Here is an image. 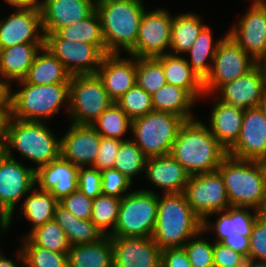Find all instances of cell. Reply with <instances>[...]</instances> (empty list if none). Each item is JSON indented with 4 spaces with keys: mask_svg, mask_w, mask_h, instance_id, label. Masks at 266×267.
<instances>
[{
    "mask_svg": "<svg viewBox=\"0 0 266 267\" xmlns=\"http://www.w3.org/2000/svg\"><path fill=\"white\" fill-rule=\"evenodd\" d=\"M210 116L212 135L228 151L237 141L244 116V109L226 104L217 98Z\"/></svg>",
    "mask_w": 266,
    "mask_h": 267,
    "instance_id": "25",
    "label": "cell"
},
{
    "mask_svg": "<svg viewBox=\"0 0 266 267\" xmlns=\"http://www.w3.org/2000/svg\"><path fill=\"white\" fill-rule=\"evenodd\" d=\"M21 238L22 246H39L57 253H68L72 246L64 230L55 220L36 227Z\"/></svg>",
    "mask_w": 266,
    "mask_h": 267,
    "instance_id": "36",
    "label": "cell"
},
{
    "mask_svg": "<svg viewBox=\"0 0 266 267\" xmlns=\"http://www.w3.org/2000/svg\"><path fill=\"white\" fill-rule=\"evenodd\" d=\"M58 204L59 201L50 192L34 186L19 208L20 214L32 224L29 233L36 227L54 220L55 208Z\"/></svg>",
    "mask_w": 266,
    "mask_h": 267,
    "instance_id": "32",
    "label": "cell"
},
{
    "mask_svg": "<svg viewBox=\"0 0 266 267\" xmlns=\"http://www.w3.org/2000/svg\"><path fill=\"white\" fill-rule=\"evenodd\" d=\"M228 155L243 160L266 158V119L259 107L244 109L241 131Z\"/></svg>",
    "mask_w": 266,
    "mask_h": 267,
    "instance_id": "17",
    "label": "cell"
},
{
    "mask_svg": "<svg viewBox=\"0 0 266 267\" xmlns=\"http://www.w3.org/2000/svg\"><path fill=\"white\" fill-rule=\"evenodd\" d=\"M146 179L163 194L183 193L190 174L171 155L150 157L146 162Z\"/></svg>",
    "mask_w": 266,
    "mask_h": 267,
    "instance_id": "24",
    "label": "cell"
},
{
    "mask_svg": "<svg viewBox=\"0 0 266 267\" xmlns=\"http://www.w3.org/2000/svg\"><path fill=\"white\" fill-rule=\"evenodd\" d=\"M230 267H249V265H235V266H230Z\"/></svg>",
    "mask_w": 266,
    "mask_h": 267,
    "instance_id": "63",
    "label": "cell"
},
{
    "mask_svg": "<svg viewBox=\"0 0 266 267\" xmlns=\"http://www.w3.org/2000/svg\"><path fill=\"white\" fill-rule=\"evenodd\" d=\"M158 211L153 190L130 191L121 198L118 220L110 237H152Z\"/></svg>",
    "mask_w": 266,
    "mask_h": 267,
    "instance_id": "8",
    "label": "cell"
},
{
    "mask_svg": "<svg viewBox=\"0 0 266 267\" xmlns=\"http://www.w3.org/2000/svg\"><path fill=\"white\" fill-rule=\"evenodd\" d=\"M217 171L223 177L230 207L257 210L266 200L265 177L259 161L227 155Z\"/></svg>",
    "mask_w": 266,
    "mask_h": 267,
    "instance_id": "5",
    "label": "cell"
},
{
    "mask_svg": "<svg viewBox=\"0 0 266 267\" xmlns=\"http://www.w3.org/2000/svg\"><path fill=\"white\" fill-rule=\"evenodd\" d=\"M12 117L11 109H0V151L7 141L8 125Z\"/></svg>",
    "mask_w": 266,
    "mask_h": 267,
    "instance_id": "54",
    "label": "cell"
},
{
    "mask_svg": "<svg viewBox=\"0 0 266 267\" xmlns=\"http://www.w3.org/2000/svg\"><path fill=\"white\" fill-rule=\"evenodd\" d=\"M258 107L261 110L264 118L266 119V92H265L262 100L260 101Z\"/></svg>",
    "mask_w": 266,
    "mask_h": 267,
    "instance_id": "60",
    "label": "cell"
},
{
    "mask_svg": "<svg viewBox=\"0 0 266 267\" xmlns=\"http://www.w3.org/2000/svg\"><path fill=\"white\" fill-rule=\"evenodd\" d=\"M247 260L251 264L266 265V223L258 217L249 237Z\"/></svg>",
    "mask_w": 266,
    "mask_h": 267,
    "instance_id": "44",
    "label": "cell"
},
{
    "mask_svg": "<svg viewBox=\"0 0 266 267\" xmlns=\"http://www.w3.org/2000/svg\"><path fill=\"white\" fill-rule=\"evenodd\" d=\"M116 103L131 120L154 111L151 95L137 84L117 99Z\"/></svg>",
    "mask_w": 266,
    "mask_h": 267,
    "instance_id": "42",
    "label": "cell"
},
{
    "mask_svg": "<svg viewBox=\"0 0 266 267\" xmlns=\"http://www.w3.org/2000/svg\"><path fill=\"white\" fill-rule=\"evenodd\" d=\"M249 267H266V265H259V264H249Z\"/></svg>",
    "mask_w": 266,
    "mask_h": 267,
    "instance_id": "62",
    "label": "cell"
},
{
    "mask_svg": "<svg viewBox=\"0 0 266 267\" xmlns=\"http://www.w3.org/2000/svg\"><path fill=\"white\" fill-rule=\"evenodd\" d=\"M250 209L253 210V213H251ZM257 217V210L253 208L232 207L233 232L242 236H250Z\"/></svg>",
    "mask_w": 266,
    "mask_h": 267,
    "instance_id": "51",
    "label": "cell"
},
{
    "mask_svg": "<svg viewBox=\"0 0 266 267\" xmlns=\"http://www.w3.org/2000/svg\"><path fill=\"white\" fill-rule=\"evenodd\" d=\"M207 232L203 229L192 236L183 246L192 267H214L213 248L214 243H210L201 235Z\"/></svg>",
    "mask_w": 266,
    "mask_h": 267,
    "instance_id": "43",
    "label": "cell"
},
{
    "mask_svg": "<svg viewBox=\"0 0 266 267\" xmlns=\"http://www.w3.org/2000/svg\"><path fill=\"white\" fill-rule=\"evenodd\" d=\"M44 39L39 4L15 9L6 19L0 20V49L24 43H44Z\"/></svg>",
    "mask_w": 266,
    "mask_h": 267,
    "instance_id": "16",
    "label": "cell"
},
{
    "mask_svg": "<svg viewBox=\"0 0 266 267\" xmlns=\"http://www.w3.org/2000/svg\"><path fill=\"white\" fill-rule=\"evenodd\" d=\"M257 215L260 220L266 223V200L257 209Z\"/></svg>",
    "mask_w": 266,
    "mask_h": 267,
    "instance_id": "59",
    "label": "cell"
},
{
    "mask_svg": "<svg viewBox=\"0 0 266 267\" xmlns=\"http://www.w3.org/2000/svg\"><path fill=\"white\" fill-rule=\"evenodd\" d=\"M266 92L263 77L255 65L246 74L220 86L213 95L218 94V100L239 107L249 109L258 107Z\"/></svg>",
    "mask_w": 266,
    "mask_h": 267,
    "instance_id": "21",
    "label": "cell"
},
{
    "mask_svg": "<svg viewBox=\"0 0 266 267\" xmlns=\"http://www.w3.org/2000/svg\"><path fill=\"white\" fill-rule=\"evenodd\" d=\"M203 22L199 14L192 12L173 16L169 53L185 54L206 26Z\"/></svg>",
    "mask_w": 266,
    "mask_h": 267,
    "instance_id": "33",
    "label": "cell"
},
{
    "mask_svg": "<svg viewBox=\"0 0 266 267\" xmlns=\"http://www.w3.org/2000/svg\"><path fill=\"white\" fill-rule=\"evenodd\" d=\"M101 137L128 140L123 138L128 130L132 128V120L127 114L113 102L100 116L91 124Z\"/></svg>",
    "mask_w": 266,
    "mask_h": 267,
    "instance_id": "37",
    "label": "cell"
},
{
    "mask_svg": "<svg viewBox=\"0 0 266 267\" xmlns=\"http://www.w3.org/2000/svg\"><path fill=\"white\" fill-rule=\"evenodd\" d=\"M156 58L163 66L167 84L186 89L196 100L204 97L203 81L184 56L166 53Z\"/></svg>",
    "mask_w": 266,
    "mask_h": 267,
    "instance_id": "27",
    "label": "cell"
},
{
    "mask_svg": "<svg viewBox=\"0 0 266 267\" xmlns=\"http://www.w3.org/2000/svg\"><path fill=\"white\" fill-rule=\"evenodd\" d=\"M55 136L45 122L11 117L3 151L8 156L14 157L13 150H17L22 158L35 163L33 169L36 171L60 156L61 139Z\"/></svg>",
    "mask_w": 266,
    "mask_h": 267,
    "instance_id": "4",
    "label": "cell"
},
{
    "mask_svg": "<svg viewBox=\"0 0 266 267\" xmlns=\"http://www.w3.org/2000/svg\"><path fill=\"white\" fill-rule=\"evenodd\" d=\"M101 172L93 167H80L78 173V189L92 199L101 195Z\"/></svg>",
    "mask_w": 266,
    "mask_h": 267,
    "instance_id": "49",
    "label": "cell"
},
{
    "mask_svg": "<svg viewBox=\"0 0 266 267\" xmlns=\"http://www.w3.org/2000/svg\"><path fill=\"white\" fill-rule=\"evenodd\" d=\"M145 9L143 0H96L106 54L127 53L135 45Z\"/></svg>",
    "mask_w": 266,
    "mask_h": 267,
    "instance_id": "3",
    "label": "cell"
},
{
    "mask_svg": "<svg viewBox=\"0 0 266 267\" xmlns=\"http://www.w3.org/2000/svg\"><path fill=\"white\" fill-rule=\"evenodd\" d=\"M79 167L61 155L35 171V186L50 192L58 201L78 189Z\"/></svg>",
    "mask_w": 266,
    "mask_h": 267,
    "instance_id": "22",
    "label": "cell"
},
{
    "mask_svg": "<svg viewBox=\"0 0 266 267\" xmlns=\"http://www.w3.org/2000/svg\"><path fill=\"white\" fill-rule=\"evenodd\" d=\"M172 24L173 16L168 10L158 8L147 12L145 9L137 41L127 55L136 58H156L169 53Z\"/></svg>",
    "mask_w": 266,
    "mask_h": 267,
    "instance_id": "12",
    "label": "cell"
},
{
    "mask_svg": "<svg viewBox=\"0 0 266 267\" xmlns=\"http://www.w3.org/2000/svg\"><path fill=\"white\" fill-rule=\"evenodd\" d=\"M262 168H263V172H264V177H265V187H266V158L262 159L259 161Z\"/></svg>",
    "mask_w": 266,
    "mask_h": 267,
    "instance_id": "61",
    "label": "cell"
},
{
    "mask_svg": "<svg viewBox=\"0 0 266 267\" xmlns=\"http://www.w3.org/2000/svg\"><path fill=\"white\" fill-rule=\"evenodd\" d=\"M0 267H19L12 259L6 258L0 251Z\"/></svg>",
    "mask_w": 266,
    "mask_h": 267,
    "instance_id": "58",
    "label": "cell"
},
{
    "mask_svg": "<svg viewBox=\"0 0 266 267\" xmlns=\"http://www.w3.org/2000/svg\"><path fill=\"white\" fill-rule=\"evenodd\" d=\"M184 122L180 116L169 112H149L132 120V140L148 158L170 155Z\"/></svg>",
    "mask_w": 266,
    "mask_h": 267,
    "instance_id": "7",
    "label": "cell"
},
{
    "mask_svg": "<svg viewBox=\"0 0 266 267\" xmlns=\"http://www.w3.org/2000/svg\"><path fill=\"white\" fill-rule=\"evenodd\" d=\"M214 214L218 217H216V220L213 221L214 223L208 221V217L213 216ZM202 229L206 232L214 231L215 241L213 242H221L224 238L232 236L234 233L232 227V207L227 208L225 211L209 214L203 220Z\"/></svg>",
    "mask_w": 266,
    "mask_h": 267,
    "instance_id": "46",
    "label": "cell"
},
{
    "mask_svg": "<svg viewBox=\"0 0 266 267\" xmlns=\"http://www.w3.org/2000/svg\"><path fill=\"white\" fill-rule=\"evenodd\" d=\"M136 84L150 95L167 84L163 66L157 58H136Z\"/></svg>",
    "mask_w": 266,
    "mask_h": 267,
    "instance_id": "40",
    "label": "cell"
},
{
    "mask_svg": "<svg viewBox=\"0 0 266 267\" xmlns=\"http://www.w3.org/2000/svg\"><path fill=\"white\" fill-rule=\"evenodd\" d=\"M100 172L102 177V194L115 196L121 199L129 193L128 190L131 188L133 182L125 175H123L120 171L112 168L105 169Z\"/></svg>",
    "mask_w": 266,
    "mask_h": 267,
    "instance_id": "45",
    "label": "cell"
},
{
    "mask_svg": "<svg viewBox=\"0 0 266 267\" xmlns=\"http://www.w3.org/2000/svg\"><path fill=\"white\" fill-rule=\"evenodd\" d=\"M43 46L44 43H24L0 49V78L10 87L12 81L23 80Z\"/></svg>",
    "mask_w": 266,
    "mask_h": 267,
    "instance_id": "26",
    "label": "cell"
},
{
    "mask_svg": "<svg viewBox=\"0 0 266 267\" xmlns=\"http://www.w3.org/2000/svg\"><path fill=\"white\" fill-rule=\"evenodd\" d=\"M59 204L80 219H91L93 199L79 189L59 201Z\"/></svg>",
    "mask_w": 266,
    "mask_h": 267,
    "instance_id": "48",
    "label": "cell"
},
{
    "mask_svg": "<svg viewBox=\"0 0 266 267\" xmlns=\"http://www.w3.org/2000/svg\"><path fill=\"white\" fill-rule=\"evenodd\" d=\"M170 155L190 175L217 171L227 150L200 119L185 121L179 128Z\"/></svg>",
    "mask_w": 266,
    "mask_h": 267,
    "instance_id": "1",
    "label": "cell"
},
{
    "mask_svg": "<svg viewBox=\"0 0 266 267\" xmlns=\"http://www.w3.org/2000/svg\"><path fill=\"white\" fill-rule=\"evenodd\" d=\"M256 66L258 67L261 76L263 77V81L266 88V54L256 61Z\"/></svg>",
    "mask_w": 266,
    "mask_h": 267,
    "instance_id": "57",
    "label": "cell"
},
{
    "mask_svg": "<svg viewBox=\"0 0 266 267\" xmlns=\"http://www.w3.org/2000/svg\"><path fill=\"white\" fill-rule=\"evenodd\" d=\"M255 65L256 61L226 33L218 44L211 72L203 81L204 97L212 96L220 86L246 74Z\"/></svg>",
    "mask_w": 266,
    "mask_h": 267,
    "instance_id": "11",
    "label": "cell"
},
{
    "mask_svg": "<svg viewBox=\"0 0 266 267\" xmlns=\"http://www.w3.org/2000/svg\"><path fill=\"white\" fill-rule=\"evenodd\" d=\"M35 186V170L0 151V230L11 226L12 216L21 198Z\"/></svg>",
    "mask_w": 266,
    "mask_h": 267,
    "instance_id": "10",
    "label": "cell"
},
{
    "mask_svg": "<svg viewBox=\"0 0 266 267\" xmlns=\"http://www.w3.org/2000/svg\"><path fill=\"white\" fill-rule=\"evenodd\" d=\"M68 267H114L111 237L96 242L72 245L68 251Z\"/></svg>",
    "mask_w": 266,
    "mask_h": 267,
    "instance_id": "28",
    "label": "cell"
},
{
    "mask_svg": "<svg viewBox=\"0 0 266 267\" xmlns=\"http://www.w3.org/2000/svg\"><path fill=\"white\" fill-rule=\"evenodd\" d=\"M113 102L97 74L70 77L67 114L71 123L91 125Z\"/></svg>",
    "mask_w": 266,
    "mask_h": 267,
    "instance_id": "9",
    "label": "cell"
},
{
    "mask_svg": "<svg viewBox=\"0 0 266 267\" xmlns=\"http://www.w3.org/2000/svg\"><path fill=\"white\" fill-rule=\"evenodd\" d=\"M154 111L169 112L180 116L184 121L195 119L191 112L197 101L186 89L165 84L151 95Z\"/></svg>",
    "mask_w": 266,
    "mask_h": 267,
    "instance_id": "29",
    "label": "cell"
},
{
    "mask_svg": "<svg viewBox=\"0 0 266 267\" xmlns=\"http://www.w3.org/2000/svg\"><path fill=\"white\" fill-rule=\"evenodd\" d=\"M121 142L122 140L115 138L100 137L99 153L92 167L99 171L114 168Z\"/></svg>",
    "mask_w": 266,
    "mask_h": 267,
    "instance_id": "47",
    "label": "cell"
},
{
    "mask_svg": "<svg viewBox=\"0 0 266 267\" xmlns=\"http://www.w3.org/2000/svg\"><path fill=\"white\" fill-rule=\"evenodd\" d=\"M228 35L255 61L266 54V1L252 0Z\"/></svg>",
    "mask_w": 266,
    "mask_h": 267,
    "instance_id": "15",
    "label": "cell"
},
{
    "mask_svg": "<svg viewBox=\"0 0 266 267\" xmlns=\"http://www.w3.org/2000/svg\"><path fill=\"white\" fill-rule=\"evenodd\" d=\"M114 267H161V249L152 237H111Z\"/></svg>",
    "mask_w": 266,
    "mask_h": 267,
    "instance_id": "18",
    "label": "cell"
},
{
    "mask_svg": "<svg viewBox=\"0 0 266 267\" xmlns=\"http://www.w3.org/2000/svg\"><path fill=\"white\" fill-rule=\"evenodd\" d=\"M161 267H192L183 247L161 251Z\"/></svg>",
    "mask_w": 266,
    "mask_h": 267,
    "instance_id": "52",
    "label": "cell"
},
{
    "mask_svg": "<svg viewBox=\"0 0 266 267\" xmlns=\"http://www.w3.org/2000/svg\"><path fill=\"white\" fill-rule=\"evenodd\" d=\"M100 135L91 125L71 123L60 138V155L77 167H92L99 153Z\"/></svg>",
    "mask_w": 266,
    "mask_h": 267,
    "instance_id": "19",
    "label": "cell"
},
{
    "mask_svg": "<svg viewBox=\"0 0 266 267\" xmlns=\"http://www.w3.org/2000/svg\"><path fill=\"white\" fill-rule=\"evenodd\" d=\"M10 6L15 7V9L30 8L32 6H37L38 3L35 0H4Z\"/></svg>",
    "mask_w": 266,
    "mask_h": 267,
    "instance_id": "56",
    "label": "cell"
},
{
    "mask_svg": "<svg viewBox=\"0 0 266 267\" xmlns=\"http://www.w3.org/2000/svg\"><path fill=\"white\" fill-rule=\"evenodd\" d=\"M183 194L202 220L230 207L224 180L218 171L191 175Z\"/></svg>",
    "mask_w": 266,
    "mask_h": 267,
    "instance_id": "14",
    "label": "cell"
},
{
    "mask_svg": "<svg viewBox=\"0 0 266 267\" xmlns=\"http://www.w3.org/2000/svg\"><path fill=\"white\" fill-rule=\"evenodd\" d=\"M17 82L20 90H10L12 118L46 122L59 113L62 104L66 103L69 110V83L35 85L24 80Z\"/></svg>",
    "mask_w": 266,
    "mask_h": 267,
    "instance_id": "6",
    "label": "cell"
},
{
    "mask_svg": "<svg viewBox=\"0 0 266 267\" xmlns=\"http://www.w3.org/2000/svg\"><path fill=\"white\" fill-rule=\"evenodd\" d=\"M12 88L0 78V109H11L10 90Z\"/></svg>",
    "mask_w": 266,
    "mask_h": 267,
    "instance_id": "55",
    "label": "cell"
},
{
    "mask_svg": "<svg viewBox=\"0 0 266 267\" xmlns=\"http://www.w3.org/2000/svg\"><path fill=\"white\" fill-rule=\"evenodd\" d=\"M214 267H230L235 265H249L250 262L240 253L221 242H214L213 248Z\"/></svg>",
    "mask_w": 266,
    "mask_h": 267,
    "instance_id": "50",
    "label": "cell"
},
{
    "mask_svg": "<svg viewBox=\"0 0 266 267\" xmlns=\"http://www.w3.org/2000/svg\"><path fill=\"white\" fill-rule=\"evenodd\" d=\"M17 254L23 267H68V253H57L39 246H21Z\"/></svg>",
    "mask_w": 266,
    "mask_h": 267,
    "instance_id": "41",
    "label": "cell"
},
{
    "mask_svg": "<svg viewBox=\"0 0 266 267\" xmlns=\"http://www.w3.org/2000/svg\"><path fill=\"white\" fill-rule=\"evenodd\" d=\"M120 203V198L104 194L93 199L90 220L104 235L110 236L113 233L118 220Z\"/></svg>",
    "mask_w": 266,
    "mask_h": 267,
    "instance_id": "39",
    "label": "cell"
},
{
    "mask_svg": "<svg viewBox=\"0 0 266 267\" xmlns=\"http://www.w3.org/2000/svg\"><path fill=\"white\" fill-rule=\"evenodd\" d=\"M203 220L183 193L158 194V211L152 239L161 250L183 247L200 230Z\"/></svg>",
    "mask_w": 266,
    "mask_h": 267,
    "instance_id": "2",
    "label": "cell"
},
{
    "mask_svg": "<svg viewBox=\"0 0 266 267\" xmlns=\"http://www.w3.org/2000/svg\"><path fill=\"white\" fill-rule=\"evenodd\" d=\"M44 46L72 75L96 74L105 54L94 44L59 38L55 33H44Z\"/></svg>",
    "mask_w": 266,
    "mask_h": 267,
    "instance_id": "13",
    "label": "cell"
},
{
    "mask_svg": "<svg viewBox=\"0 0 266 267\" xmlns=\"http://www.w3.org/2000/svg\"><path fill=\"white\" fill-rule=\"evenodd\" d=\"M44 33L87 18L96 9V0H41Z\"/></svg>",
    "mask_w": 266,
    "mask_h": 267,
    "instance_id": "23",
    "label": "cell"
},
{
    "mask_svg": "<svg viewBox=\"0 0 266 267\" xmlns=\"http://www.w3.org/2000/svg\"><path fill=\"white\" fill-rule=\"evenodd\" d=\"M121 56L120 53L106 54L96 72L114 102L136 84V57Z\"/></svg>",
    "mask_w": 266,
    "mask_h": 267,
    "instance_id": "20",
    "label": "cell"
},
{
    "mask_svg": "<svg viewBox=\"0 0 266 267\" xmlns=\"http://www.w3.org/2000/svg\"><path fill=\"white\" fill-rule=\"evenodd\" d=\"M54 33L62 39L94 44L106 55L101 20L96 9L87 18L58 28Z\"/></svg>",
    "mask_w": 266,
    "mask_h": 267,
    "instance_id": "35",
    "label": "cell"
},
{
    "mask_svg": "<svg viewBox=\"0 0 266 267\" xmlns=\"http://www.w3.org/2000/svg\"><path fill=\"white\" fill-rule=\"evenodd\" d=\"M249 237L250 236H242L234 232L232 236L224 238L221 243L240 253L247 259L249 251Z\"/></svg>",
    "mask_w": 266,
    "mask_h": 267,
    "instance_id": "53",
    "label": "cell"
},
{
    "mask_svg": "<svg viewBox=\"0 0 266 267\" xmlns=\"http://www.w3.org/2000/svg\"><path fill=\"white\" fill-rule=\"evenodd\" d=\"M54 220L64 230L71 245L96 242L105 236L90 219L77 218L60 204L55 208Z\"/></svg>",
    "mask_w": 266,
    "mask_h": 267,
    "instance_id": "31",
    "label": "cell"
},
{
    "mask_svg": "<svg viewBox=\"0 0 266 267\" xmlns=\"http://www.w3.org/2000/svg\"><path fill=\"white\" fill-rule=\"evenodd\" d=\"M212 33V29L206 25L198 34L192 47L185 53L190 56V60L187 56L186 59L191 69L202 81L210 74L218 44L224 38L222 37L215 42Z\"/></svg>",
    "mask_w": 266,
    "mask_h": 267,
    "instance_id": "34",
    "label": "cell"
},
{
    "mask_svg": "<svg viewBox=\"0 0 266 267\" xmlns=\"http://www.w3.org/2000/svg\"><path fill=\"white\" fill-rule=\"evenodd\" d=\"M70 77L63 64L43 46L23 80L35 85H49L70 83Z\"/></svg>",
    "mask_w": 266,
    "mask_h": 267,
    "instance_id": "30",
    "label": "cell"
},
{
    "mask_svg": "<svg viewBox=\"0 0 266 267\" xmlns=\"http://www.w3.org/2000/svg\"><path fill=\"white\" fill-rule=\"evenodd\" d=\"M148 157L132 140L121 142L119 152L114 163V169L120 171L123 175L133 182V178L144 172Z\"/></svg>",
    "mask_w": 266,
    "mask_h": 267,
    "instance_id": "38",
    "label": "cell"
}]
</instances>
